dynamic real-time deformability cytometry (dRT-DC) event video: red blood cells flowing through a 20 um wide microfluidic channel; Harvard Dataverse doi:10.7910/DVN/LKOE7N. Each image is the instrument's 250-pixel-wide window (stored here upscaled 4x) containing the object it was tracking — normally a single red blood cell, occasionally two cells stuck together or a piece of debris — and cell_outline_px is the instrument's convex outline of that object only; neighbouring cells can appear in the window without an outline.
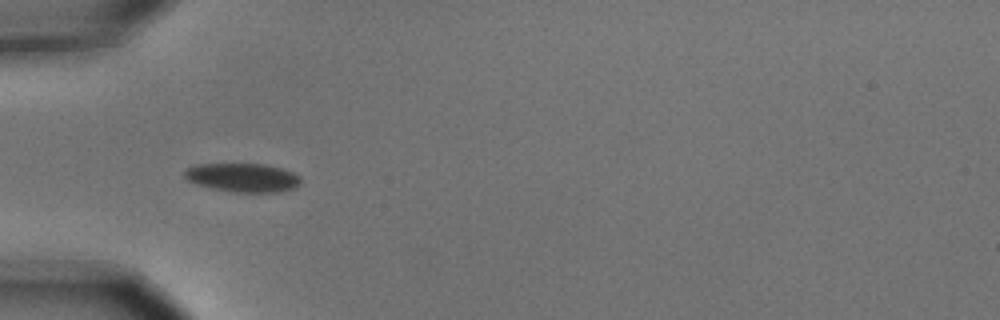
{"species": "common noctule bat (a hibernating species)", "species_latin": "Nyctalus noctula", "temperature_condition": "cold", "stored_images_in_passage": 5, "camera_frame_rate_fps": 3000, "um_per_image_px": 0.085, "animal": {"sex": "male", "body_mass_g": 15.6}, "frame": {"image": 1, "passage_image": 5, "time_ms": 1.333, "image_size_px": [1000, 320], "cell_outline_px": [[300, 184], [296, 188], [280, 192], [232, 192], [208, 188], [196, 184], [188, 180], [184, 176], [184, 168], [196, 164], [268, 164], [292, 172], [300, 176]], "centroid_in_image_um": [20.61, 15.1], "position_along_channel_um": 64.4, "area_um2": 19.77}}